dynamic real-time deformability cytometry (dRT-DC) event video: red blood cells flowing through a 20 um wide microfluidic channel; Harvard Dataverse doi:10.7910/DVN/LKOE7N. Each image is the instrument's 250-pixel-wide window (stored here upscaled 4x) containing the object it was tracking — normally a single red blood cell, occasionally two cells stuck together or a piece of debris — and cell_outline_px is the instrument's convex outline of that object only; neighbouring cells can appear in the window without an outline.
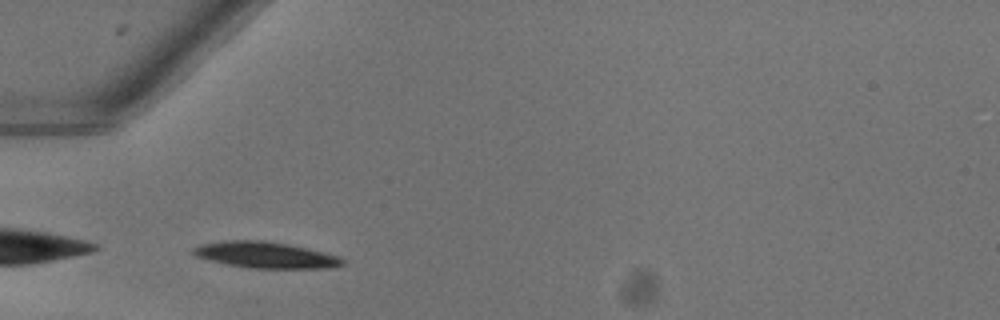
{"species": "common noctule bat (a hibernating species)", "species_latin": "Nyctalus noctula", "temperature_condition": "warm", "stored_images_in_passage": 30, "camera_frame_rate_fps": 3000, "um_per_image_px": 0.085, "animal": {"sex": "female"}, "frame": {"image": 1, "passage_image": 1, "time_ms": 0.0, "image_size_px": [1000, 320], "cell_outline_px": [[344, 264], [324, 268], [248, 268], [208, 260], [196, 256], [192, 252], [192, 248], [200, 244], [224, 240], [264, 240], [288, 244], [336, 256], [344, 260]], "centroid_in_image_um": [22.47, 21.66], "position_along_channel_um": 62.5, "area_um2": 22.48}}
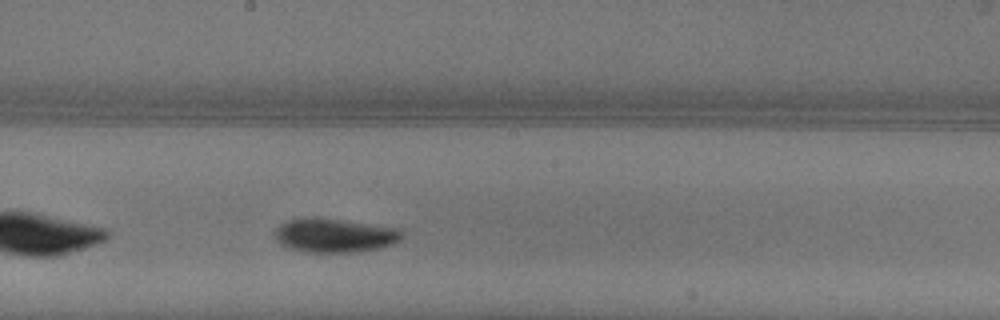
{"frame": {"image": 2, "passage_image": 13, "time_ms": 4.0, "image_size_px": [1000, 320], "cell_outline_px": [[404, 236], [400, 240], [392, 244], [376, 248], [352, 252], [308, 252], [292, 248], [280, 244], [276, 240], [276, 228], [280, 224], [288, 220], [336, 220], [396, 228], [404, 232]], "centroid_in_image_um": [28.47, 20.05], "position_along_channel_um": 219.7, "area_um2": 23.93}, "authors_computed_cell_mechanics": {"area_um2": 23.3512, "velocity_mm_per_s": 4.0251, "shape_relaxation_time_tau1_ms": 2.4097, "shape_relaxation_time_tau2_ms": null, "deformation_change_tau1": 0.1306, "deformation_change_tau2": null}}